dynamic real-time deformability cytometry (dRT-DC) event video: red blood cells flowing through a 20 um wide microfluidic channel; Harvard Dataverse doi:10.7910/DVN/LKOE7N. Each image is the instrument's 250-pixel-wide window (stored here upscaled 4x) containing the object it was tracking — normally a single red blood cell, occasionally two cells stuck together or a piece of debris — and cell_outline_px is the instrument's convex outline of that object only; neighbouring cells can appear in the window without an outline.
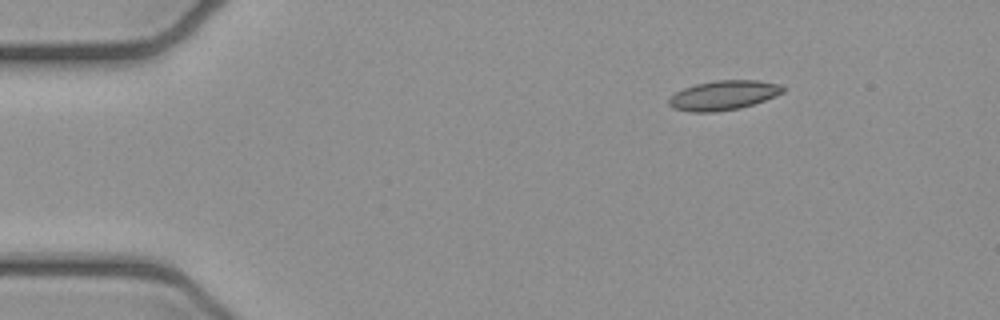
{"species": "common noctule bat (a hibernating species)", "species_latin": "Nyctalus noctula", "temperature_condition": "cold", "stored_images_in_passage": 4, "camera_frame_rate_fps": 3000, "um_per_image_px": 0.085, "animal": {"sex": "female", "body_mass_g": 21.9}, "frame": {"image": 1, "passage_image": 1, "time_ms": 0.0, "image_size_px": [1000, 320], "cell_outline_px": [[784, 92], [776, 96], [740, 108], [716, 112], [688, 112], [676, 108], [668, 104], [668, 100], [676, 92], [684, 88], [696, 84], [716, 80], [760, 80], [780, 84], [784, 88]], "centroid_in_image_um": [61.52, 8.09], "position_along_channel_um": 23.5, "area_um2": 19.54}}
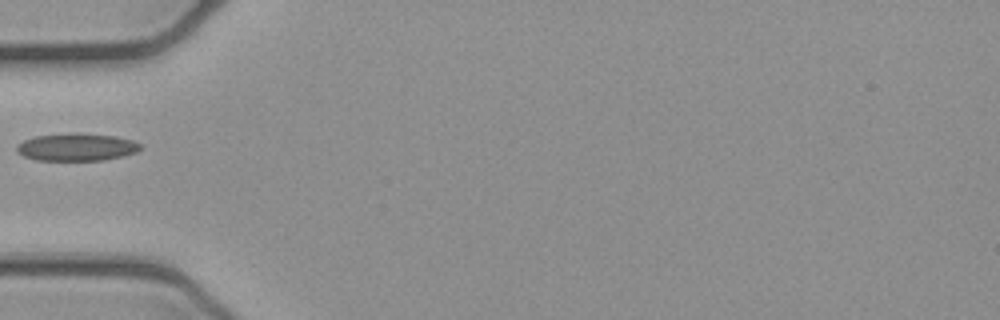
{"frame": {"image": 2, "passage_image": 4, "time_ms": 1.0, "image_size_px": [1000, 320], "cell_outline_px": [[140, 148], [136, 152], [104, 160], [36, 160], [24, 156], [16, 152], [16, 148], [24, 140], [36, 136], [72, 132], [76, 132], [116, 136], [132, 140], [140, 144]], "centroid_in_image_um": [6.5, 12.49], "position_along_channel_um": 78.5, "area_um2": 19.77}}